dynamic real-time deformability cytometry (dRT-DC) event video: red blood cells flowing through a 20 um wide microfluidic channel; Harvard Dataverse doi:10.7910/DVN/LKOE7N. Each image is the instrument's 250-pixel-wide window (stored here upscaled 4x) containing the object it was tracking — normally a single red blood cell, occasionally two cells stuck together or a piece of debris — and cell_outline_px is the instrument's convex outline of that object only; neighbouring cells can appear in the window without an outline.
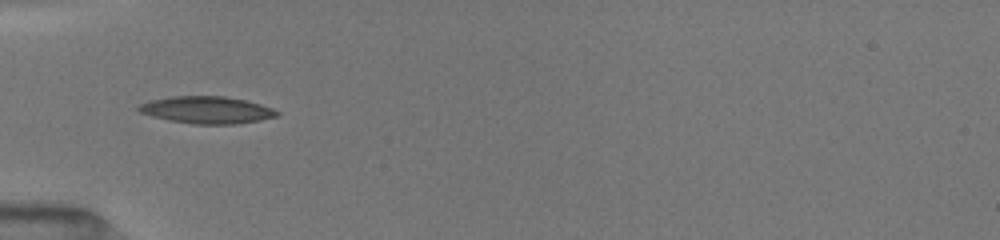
{"species": "common noctule bat (a hibernating species)", "species_latin": "Nyctalus noctula", "temperature_condition": "room temperature", "stored_images_in_passage": 15, "camera_frame_rate_fps": 3000, "um_per_image_px": 0.085, "animal": {"sex": "female", "body_mass_g": 19.5, "forearm_length_mm": 54.1}, "frame": {"image": 1, "passage_image": 1, "time_ms": 0.0, "image_size_px": [1000, 240], "cell_outline_px": [[280, 112], [276, 116], [260, 120], [236, 124], [196, 124], [168, 120], [152, 116], [140, 112], [136, 108], [140, 104], [148, 100], [172, 96], [224, 96], [244, 100], [260, 104], [272, 108]], "centroid_in_image_um": [17.55, 9.34], "position_along_channel_um": 67.5, "area_um2": 21.79}}
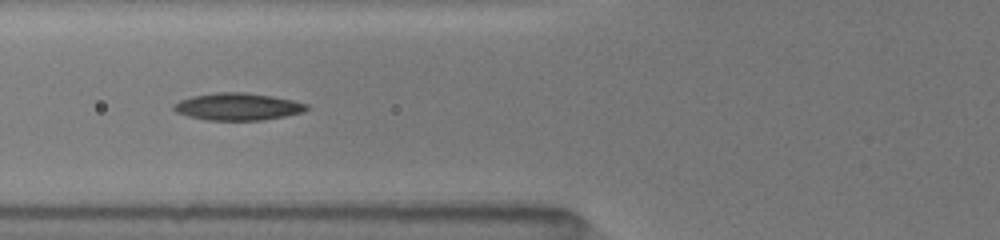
{"frame": {"image": 2, "passage_image": 7, "time_ms": 1.0, "image_size_px": [1000, 240], "cell_outline_px": [[308, 108], [304, 112], [284, 116], [260, 120], [204, 120], [188, 116], [176, 112], [172, 108], [172, 104], [180, 100], [192, 96], [216, 92], [244, 92], [272, 96], [292, 100], [308, 104]], "centroid_in_image_um": [20.17, 9.06], "position_along_channel_um": 105.6, "area_um2": 21.1}}
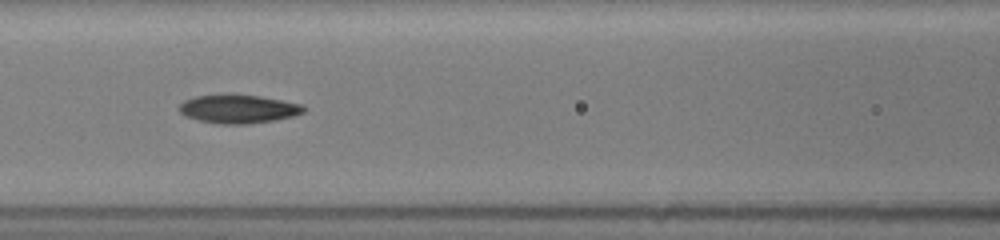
{"frame": {"image": 3, "passage_image": 14, "time_ms": 2.0, "image_size_px": [1000, 240], "cell_outline_px": [[304, 112], [292, 116], [276, 120], [248, 124], [220, 124], [196, 120], [184, 116], [176, 108], [184, 100], [196, 96], [228, 92], [236, 92], [260, 96], [304, 104]], "centroid_in_image_um": [20.21, 9.23], "position_along_channel_um": 146.4, "area_um2": 21.5}}